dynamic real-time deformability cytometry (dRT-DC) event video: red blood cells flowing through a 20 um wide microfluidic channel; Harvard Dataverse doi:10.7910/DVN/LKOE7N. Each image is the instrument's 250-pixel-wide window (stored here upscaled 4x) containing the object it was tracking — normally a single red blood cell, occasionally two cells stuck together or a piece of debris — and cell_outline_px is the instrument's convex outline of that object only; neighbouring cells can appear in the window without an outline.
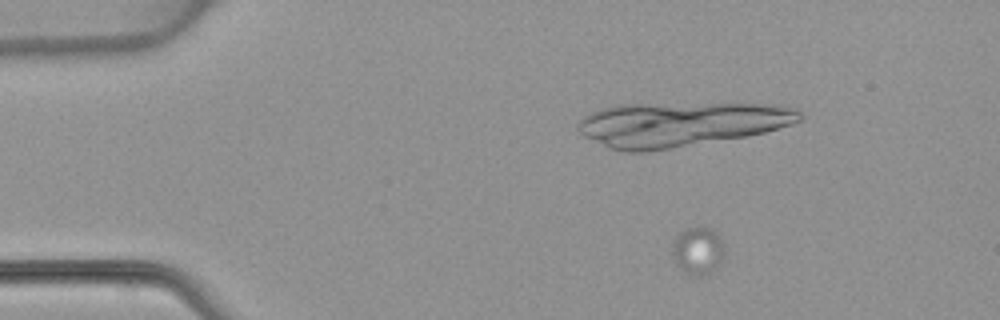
{"species": "common noctule bat (a hibernating species)", "species_latin": "Nyctalus noctula", "temperature_condition": "warm", "stored_images_in_passage": 4, "camera_frame_rate_fps": 3000, "um_per_image_px": 0.085, "animal": {"sex": "female", "body_mass_g": 22.7, "forearm_length_mm": 54.2}, "frame": {"image": 1, "passage_image": 2, "time_ms": 1.0, "image_size_px": [1000, 320], "cell_outline_px": [[724, 252], [720, 260], [704, 276], [692, 276], [684, 272], [676, 264], [672, 252], [672, 248], [680, 232], [688, 228], [712, 228], [720, 236], [724, 244]], "centroid_in_image_um": [59.32, 21.3], "position_along_channel_um": 25.7, "area_um2": 14.05}}